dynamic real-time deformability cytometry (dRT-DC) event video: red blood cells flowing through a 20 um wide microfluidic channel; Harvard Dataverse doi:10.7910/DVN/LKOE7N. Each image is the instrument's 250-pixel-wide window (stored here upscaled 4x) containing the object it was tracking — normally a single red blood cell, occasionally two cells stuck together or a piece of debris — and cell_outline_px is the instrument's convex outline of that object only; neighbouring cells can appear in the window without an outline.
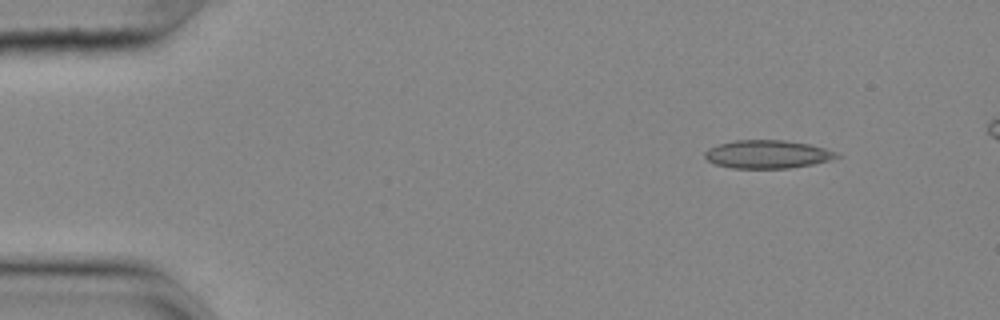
{"species": "common noctule bat (a hibernating species)", "species_latin": "Nyctalus noctula", "temperature_condition": "cold", "stored_images_in_passage": 48, "camera_frame_rate_fps": 3000, "um_per_image_px": 0.085, "animal": {"sex": "female", "body_mass_g": 25.1}, "frame": {"image": 1, "passage_image": 1, "time_ms": 0.0, "image_size_px": [1000, 320], "cell_outline_px": [[840, 156], [828, 160], [812, 164], [788, 168], [732, 168], [716, 164], [708, 160], [704, 156], [704, 152], [708, 148], [720, 144], [736, 140], [784, 140], [808, 144], [824, 148], [836, 152]], "centroid_in_image_um": [65.2, 13.11], "position_along_channel_um": 19.8, "area_um2": 21.39}}
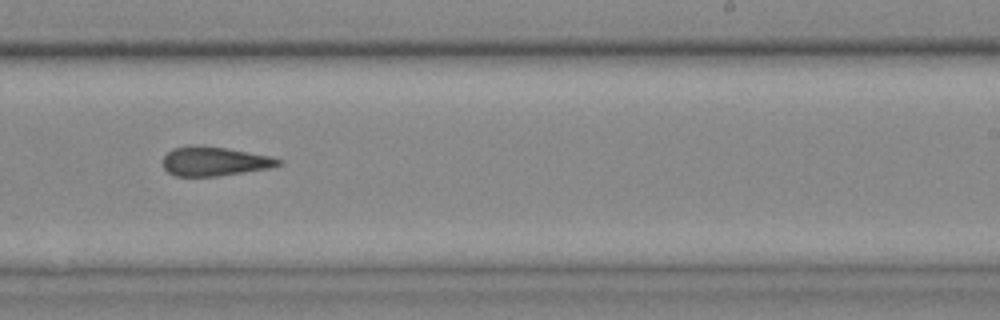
{"frame": {"image": 2, "passage_image": 29, "time_ms": 9.333, "image_size_px": [1000, 320], "cell_outline_px": [[284, 164], [268, 168], [244, 172], [216, 176], [176, 176], [168, 172], [164, 168], [164, 156], [172, 148], [192, 144], [228, 148], [272, 156], [284, 160]], "centroid_in_image_um": [18.26, 13.69], "position_along_channel_um": 270.7, "area_um2": 19.83}}
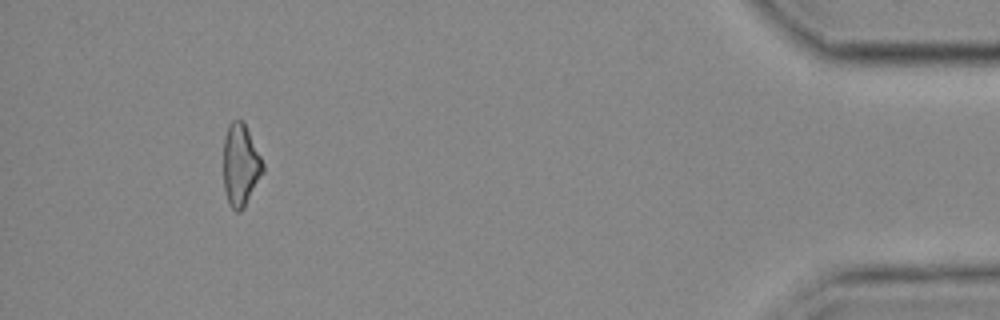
{"frame": {"image": 3, "passage_image": 46, "time_ms": 15.0, "image_size_px": [1000, 320], "cell_outline_px": [[264, 172], [244, 208], [240, 212], [236, 212], [228, 204], [224, 188], [224, 140], [228, 124], [232, 120], [244, 120], [264, 164]], "centroid_in_image_um": [20.45, 14.03], "position_along_channel_um": 414.7, "area_um2": 19.07}}